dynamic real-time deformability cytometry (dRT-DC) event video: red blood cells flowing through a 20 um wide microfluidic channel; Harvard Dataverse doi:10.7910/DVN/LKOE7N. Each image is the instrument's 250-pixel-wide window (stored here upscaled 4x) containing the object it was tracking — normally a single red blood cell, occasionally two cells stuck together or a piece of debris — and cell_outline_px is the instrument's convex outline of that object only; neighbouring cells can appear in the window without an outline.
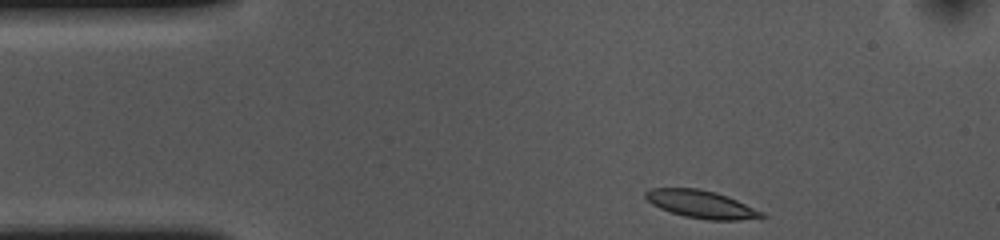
{"species": "common noctule bat (a hibernating species)", "species_latin": "Nyctalus noctula", "temperature_condition": "cold", "stored_images_in_passage": 37, "camera_frame_rate_fps": 3000, "um_per_image_px": 0.085, "animal": {"sex": "female", "body_mass_g": 10.0, "forearm_length_mm": 53.1}, "frame": {"image": 1, "passage_image": 1, "time_ms": 0.0, "image_size_px": [1000, 240], "cell_outline_px": [[768, 216], [760, 220], [708, 220], [684, 216], [660, 208], [652, 204], [644, 196], [644, 192], [652, 188], [696, 188], [716, 192], [728, 196], [764, 212]], "centroid_in_image_um": [59.69, 17.38], "position_along_channel_um": 25.3, "area_um2": 19.02}}
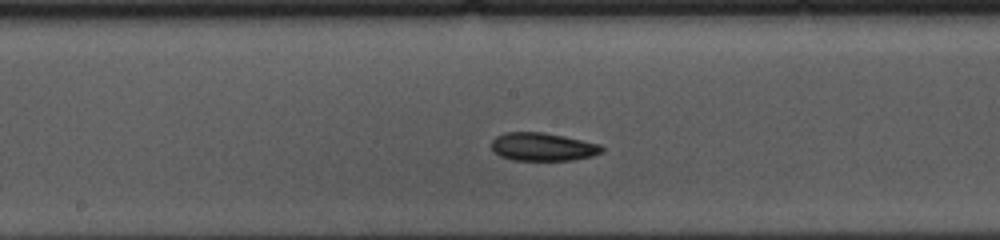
{"frame": {"image": 2, "passage_image": 20, "time_ms": 6.333, "image_size_px": [1000, 240], "cell_outline_px": [[604, 152], [592, 156], [572, 160], [512, 160], [500, 156], [492, 152], [492, 140], [496, 136], [504, 132], [544, 132], [564, 136], [600, 144], [604, 148]], "centroid_in_image_um": [46.12, 12.48], "position_along_channel_um": 202.1, "area_um2": 18.26}}
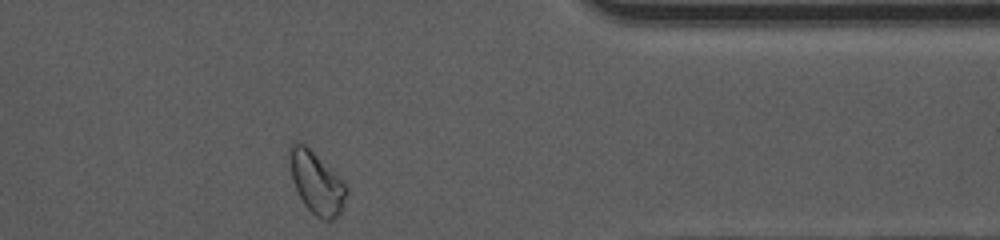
{"frame": {"image": 3, "passage_image": 37, "time_ms": 12.0, "image_size_px": [1000, 240], "cell_outline_px": [[348, 192], [340, 216], [332, 220], [324, 220], [316, 216], [304, 204], [292, 180], [288, 160], [288, 148], [296, 140], [300, 140], [344, 180], [348, 184]], "centroid_in_image_um": [26.92, 15.51], "position_along_channel_um": 384.5, "area_um2": 20.98}, "authors_computed_cell_mechanics": {"area_um2": 18.3226, "velocity_mm_per_s": 3.5735, "shape_relaxation_time_tau1_ms": 4.8479, "shape_relaxation_time_tau2_ms": null, "deformation_change_tau1": 0.1148, "deformation_change_tau2": null}}